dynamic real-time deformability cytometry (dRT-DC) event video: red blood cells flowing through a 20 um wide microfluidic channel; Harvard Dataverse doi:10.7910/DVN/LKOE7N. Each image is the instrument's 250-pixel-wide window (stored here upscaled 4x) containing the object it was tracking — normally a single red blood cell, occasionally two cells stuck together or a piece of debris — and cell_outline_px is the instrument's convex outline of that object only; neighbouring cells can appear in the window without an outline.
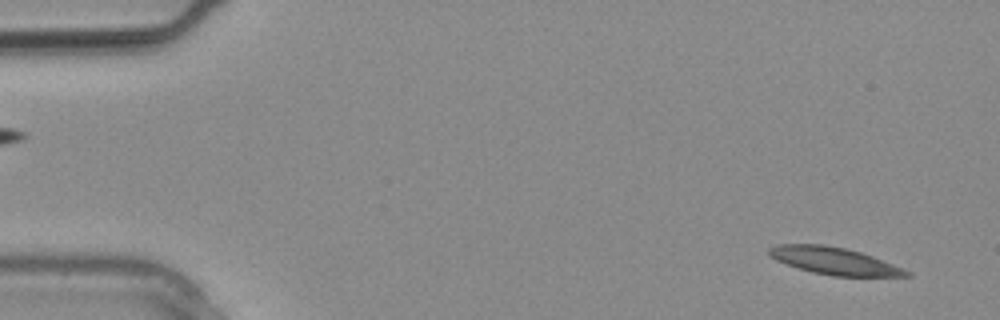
{"species": "common noctule bat (a hibernating species)", "species_latin": "Nyctalus noctula", "temperature_condition": "warm", "stored_images_in_passage": 9, "camera_frame_rate_fps": 3000, "um_per_image_px": 0.085, "animal": {"sex": "male", "body_mass_g": 20.4}, "frame": {"image": 1, "passage_image": 1, "time_ms": 0.0, "image_size_px": [1000, 320], "cell_outline_px": [[912, 276], [832, 276], [812, 272], [776, 260], [768, 252], [768, 248], [776, 244], [824, 244], [844, 248], [860, 252], [872, 256], [904, 268], [912, 272]], "centroid_in_image_um": [70.93, 22.17], "position_along_channel_um": 14.1, "area_um2": 21.62}}
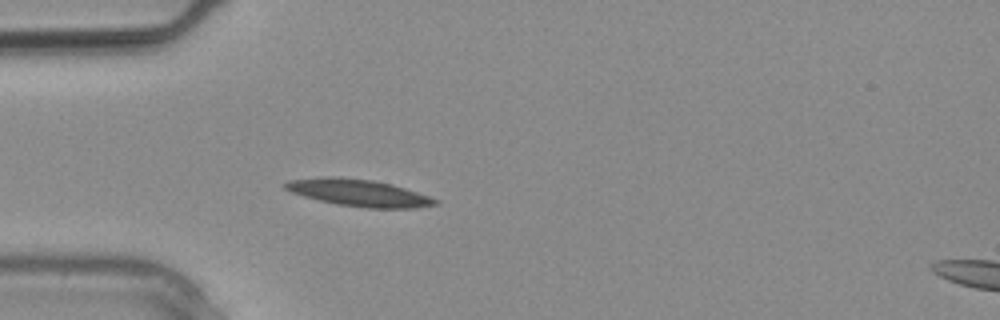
{"frame": {"image": 2, "passage_image": 7, "time_ms": 2.0, "image_size_px": [1000, 320], "cell_outline_px": [[440, 204], [416, 208], [368, 208], [336, 204], [304, 196], [292, 192], [284, 188], [284, 184], [288, 180], [328, 176], [340, 176], [372, 180], [392, 184], [440, 200]], "centroid_in_image_um": [30.51, 16.38], "position_along_channel_um": 54.5, "area_um2": 23.52}}